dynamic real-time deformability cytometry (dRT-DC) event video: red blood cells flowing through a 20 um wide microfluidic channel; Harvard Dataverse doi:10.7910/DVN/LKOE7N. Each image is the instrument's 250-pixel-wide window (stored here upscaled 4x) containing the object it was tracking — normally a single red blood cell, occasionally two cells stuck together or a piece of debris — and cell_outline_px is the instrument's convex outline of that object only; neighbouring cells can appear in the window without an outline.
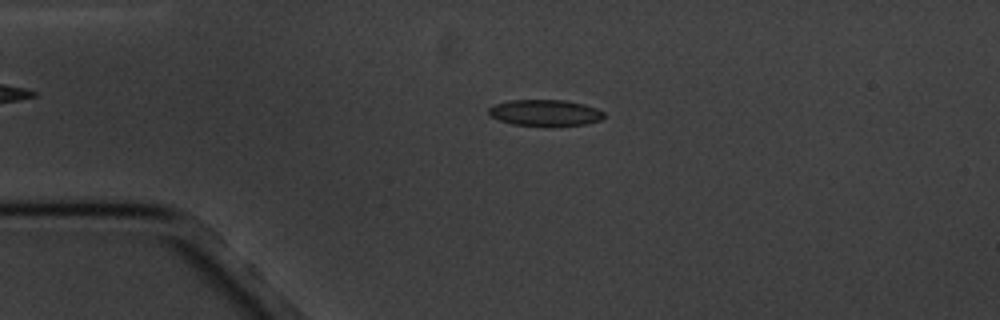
{"species": "common noctule bat (a hibernating species)", "species_latin": "Nyctalus noctula", "temperature_condition": "cold", "stored_images_in_passage": 2, "camera_frame_rate_fps": 3000, "um_per_image_px": 0.085, "animal": {"sex": "male", "body_mass_g": 20.1, "forearm_length_mm": 53.5}, "frame": {"image": 1, "passage_image": 2, "time_ms": 1.0, "image_size_px": [1000, 320], "cell_outline_px": [[604, 116], [600, 120], [588, 124], [548, 128], [512, 124], [488, 116], [488, 108], [496, 104], [508, 100], [564, 100], [584, 104], [596, 108], [604, 112]], "centroid_in_image_um": [46.33, 9.62], "position_along_channel_um": 38.7, "area_um2": 18.26}}